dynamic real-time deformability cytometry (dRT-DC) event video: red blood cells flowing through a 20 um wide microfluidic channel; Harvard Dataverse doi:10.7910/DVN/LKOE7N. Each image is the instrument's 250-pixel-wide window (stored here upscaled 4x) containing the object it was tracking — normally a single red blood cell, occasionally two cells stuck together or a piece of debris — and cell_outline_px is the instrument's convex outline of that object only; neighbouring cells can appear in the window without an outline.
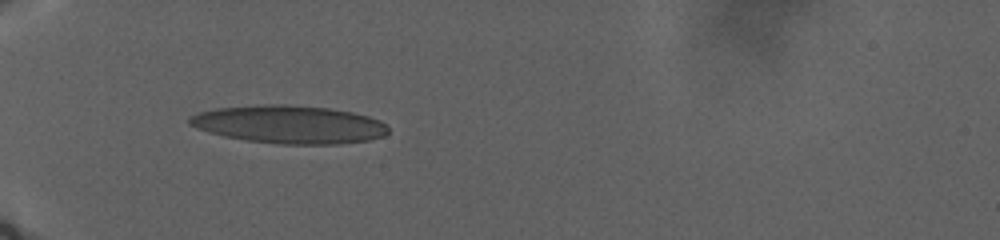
{"species": "human", "species_latin": "Homo sapiens", "temperature_condition": "warm", "stored_images_in_passage": 87, "camera_frame_rate_fps": 3000, "um_per_image_px": 0.085, "donor": {"sex": "male"}, "frame": {"image": 1, "passage_image": 1, "time_ms": 0.0, "image_size_px": [1000, 240], "cell_outline_px": [[388, 132], [384, 136], [368, 140], [340, 144], [276, 144], [248, 140], [224, 136], [208, 132], [196, 128], [188, 124], [188, 116], [196, 112], [216, 108], [268, 104], [284, 104], [328, 108], [352, 112], [368, 116], [380, 120], [388, 128]], "centroid_in_image_um": [24.55, 10.57], "position_along_channel_um": 60.5, "area_um2": 44.16}}
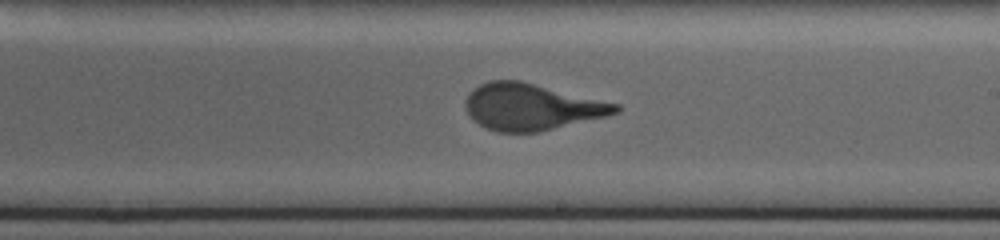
{"frame": {"image": 2, "passage_image": 38, "time_ms": 11.667, "image_size_px": [1000, 240], "cell_outline_px": [[620, 112], [608, 116], [540, 132], [496, 132], [472, 120], [464, 104], [464, 100], [480, 84], [488, 80], [520, 80], [620, 104]], "centroid_in_image_um": [45.21, 9.09], "position_along_channel_um": 243.8, "area_um2": 40.75}}
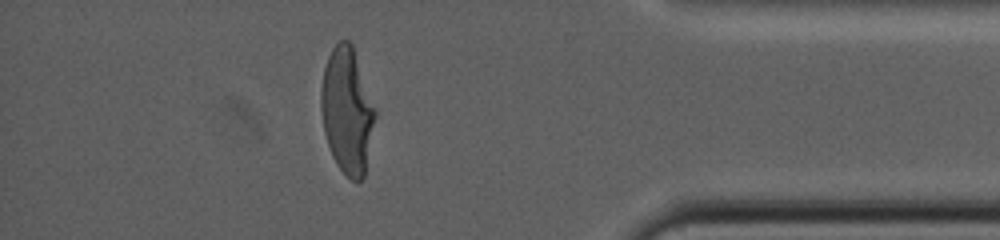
{"frame": {"image": 3, "passage_image": 77, "time_ms": 22.333, "image_size_px": [1000, 240], "cell_outline_px": [[376, 116], [364, 176], [360, 180], [352, 180], [336, 164], [332, 156], [324, 132], [320, 108], [320, 88], [324, 68], [328, 56], [332, 48], [340, 40], [348, 40], [352, 44], [376, 108]], "centroid_in_image_um": [29.5, 9.38], "position_along_channel_um": 405.7, "area_um2": 39.71}}